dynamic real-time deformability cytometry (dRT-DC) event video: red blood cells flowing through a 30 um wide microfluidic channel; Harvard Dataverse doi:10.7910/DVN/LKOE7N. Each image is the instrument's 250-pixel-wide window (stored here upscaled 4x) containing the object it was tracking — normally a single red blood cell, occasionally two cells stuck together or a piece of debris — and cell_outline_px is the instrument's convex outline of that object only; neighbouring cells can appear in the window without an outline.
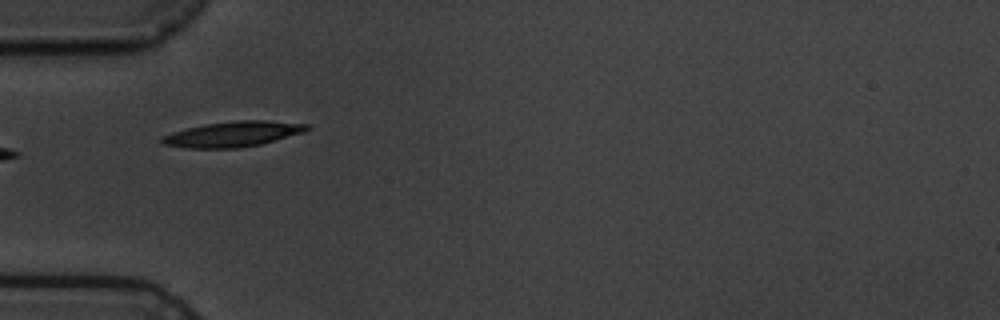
{"species": "common noctule bat (a hibernating species)", "species_latin": "Nyctalus noctula", "temperature_condition": "cold", "stored_images_in_passage": 2, "camera_frame_rate_fps": 3000, "um_per_image_px": 0.085, "animal": {"sex": "male", "body_mass_g": 19.5, "forearm_length_mm": 54.6}, "frame": {"image": 1, "passage_image": 1, "time_ms": 0.0, "image_size_px": [1000, 320], "cell_outline_px": [[312, 128], [304, 132], [260, 144], [236, 148], [188, 148], [164, 144], [156, 140], [160, 136], [172, 132], [204, 124], [236, 120], [264, 120], [312, 124]], "centroid_in_image_um": [19.79, 11.39], "position_along_channel_um": 65.2, "area_um2": 21.56}}
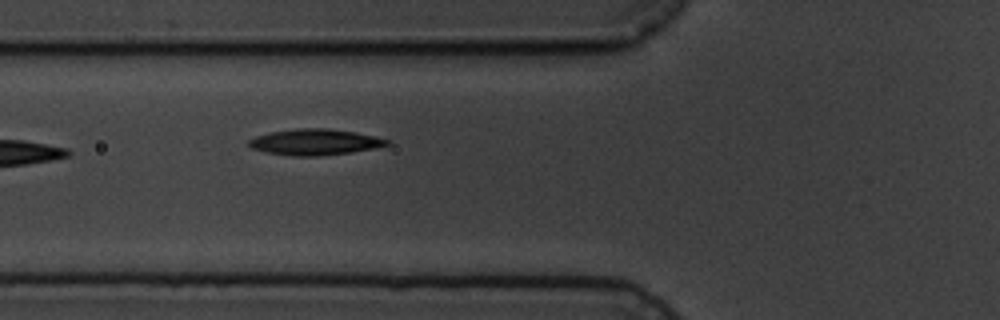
{"frame": {"image": 2, "passage_image": 2, "time_ms": 1.0, "image_size_px": [1000, 320], "cell_outline_px": [[392, 140], [388, 144], [376, 148], [352, 152], [316, 156], [292, 156], [264, 152], [252, 148], [248, 144], [248, 140], [256, 136], [272, 132], [300, 128], [328, 128], [356, 132], [376, 136]], "centroid_in_image_um": [26.8, 12.07], "position_along_channel_um": 99.0, "area_um2": 20.98}}